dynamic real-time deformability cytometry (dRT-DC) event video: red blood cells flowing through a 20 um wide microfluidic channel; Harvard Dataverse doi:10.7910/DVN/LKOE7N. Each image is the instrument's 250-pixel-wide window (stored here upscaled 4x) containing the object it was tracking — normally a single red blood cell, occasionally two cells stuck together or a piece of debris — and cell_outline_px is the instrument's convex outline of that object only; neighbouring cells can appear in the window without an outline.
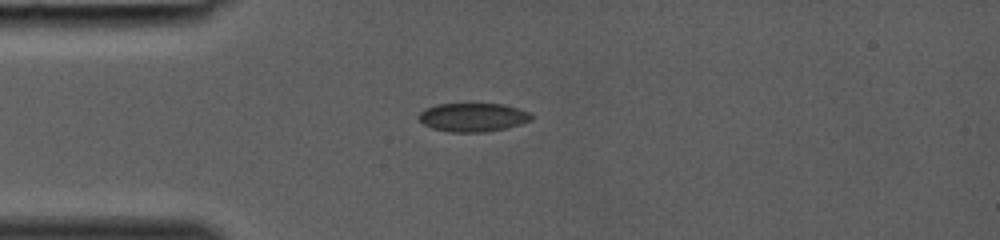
{"species": "common noctule bat (a hibernating species)", "species_latin": "Nyctalus noctula", "temperature_condition": "room temperature", "stored_images_in_passage": 1, "camera_frame_rate_fps": 3000, "um_per_image_px": 0.085, "animal": {"sex": "female", "body_mass_g": 19.0, "forearm_length_mm": 53.3}, "frame": {"image": 1, "passage_image": 1, "time_ms": 0.0, "image_size_px": [1000, 240], "cell_outline_px": [[532, 120], [520, 124], [504, 128], [484, 132], [452, 132], [432, 128], [424, 124], [420, 120], [420, 112], [424, 108], [436, 104], [504, 104], [528, 112], [532, 116]], "centroid_in_image_um": [40.18, 9.96], "position_along_channel_um": 44.8, "area_um2": 18.55}}